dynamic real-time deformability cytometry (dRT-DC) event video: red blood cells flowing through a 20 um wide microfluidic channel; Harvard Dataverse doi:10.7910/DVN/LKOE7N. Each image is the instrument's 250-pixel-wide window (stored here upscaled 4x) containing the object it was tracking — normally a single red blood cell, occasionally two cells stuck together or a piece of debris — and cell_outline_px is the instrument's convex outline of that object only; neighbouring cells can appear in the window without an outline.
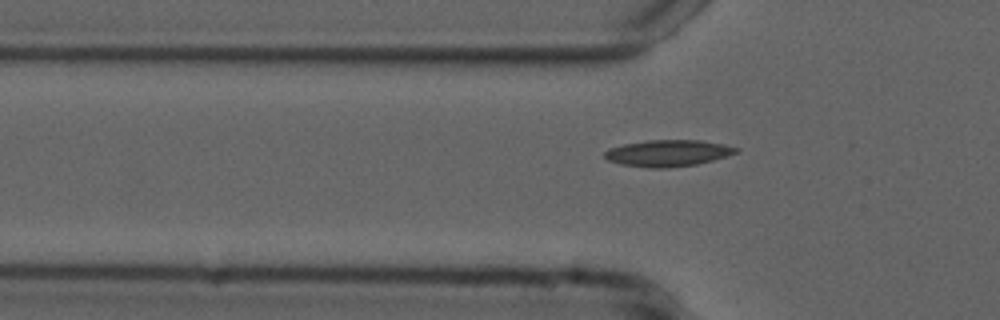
{"species": "common noctule bat (a hibernating species)", "species_latin": "Nyctalus noctula", "temperature_condition": "cold", "stored_images_in_passage": 28, "camera_frame_rate_fps": 3000, "um_per_image_px": 0.085, "animal": {"sex": "male", "forearm_length_mm": 52.5}, "frame": {"image": 1, "passage_image": 5, "time_ms": 1.333, "image_size_px": [1000, 320], "cell_outline_px": [[740, 152], [728, 156], [696, 164], [664, 168], [648, 168], [620, 164], [608, 160], [604, 156], [604, 152], [608, 148], [624, 144], [648, 140], [700, 140], [724, 144], [740, 148]], "centroid_in_image_um": [56.79, 13.01], "position_along_channel_um": 69.0, "area_um2": 20.4}}
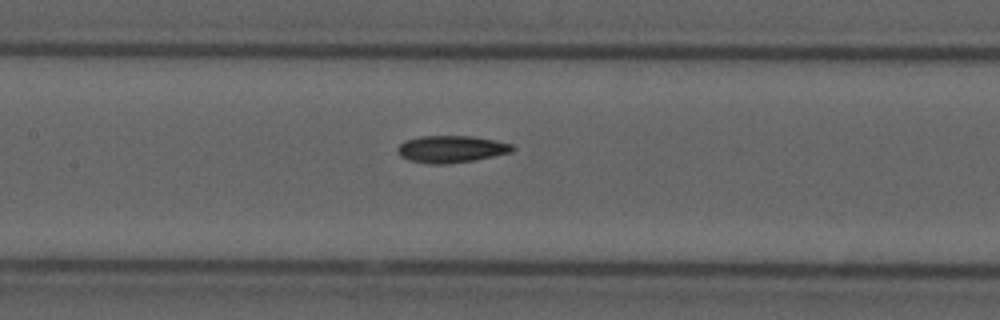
{"frame": {"image": 2, "passage_image": 13, "time_ms": 4.0, "image_size_px": [1000, 320], "cell_outline_px": [[516, 148], [512, 152], [472, 160], [444, 164], [432, 164], [408, 160], [400, 156], [396, 148], [404, 140], [420, 136], [472, 136], [496, 140], [512, 144]], "centroid_in_image_um": [38.34, 12.66], "position_along_channel_um": 169.1, "area_um2": 18.09}}
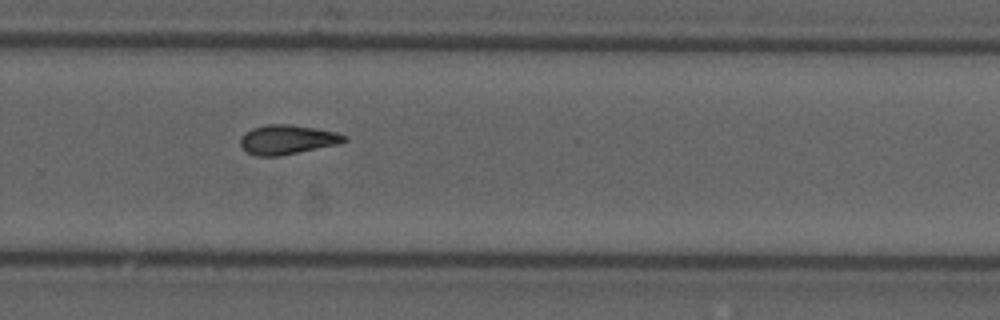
{"frame": {"image": 3, "passage_image": 24, "time_ms": 7.667, "image_size_px": [1000, 320], "cell_outline_px": [[348, 140], [336, 144], [280, 156], [256, 156], [244, 152], [240, 148], [240, 136], [244, 132], [252, 128], [268, 124], [288, 124], [336, 132], [348, 136]], "centroid_in_image_um": [24.34, 11.87], "position_along_channel_um": 305.5, "area_um2": 17.86}}